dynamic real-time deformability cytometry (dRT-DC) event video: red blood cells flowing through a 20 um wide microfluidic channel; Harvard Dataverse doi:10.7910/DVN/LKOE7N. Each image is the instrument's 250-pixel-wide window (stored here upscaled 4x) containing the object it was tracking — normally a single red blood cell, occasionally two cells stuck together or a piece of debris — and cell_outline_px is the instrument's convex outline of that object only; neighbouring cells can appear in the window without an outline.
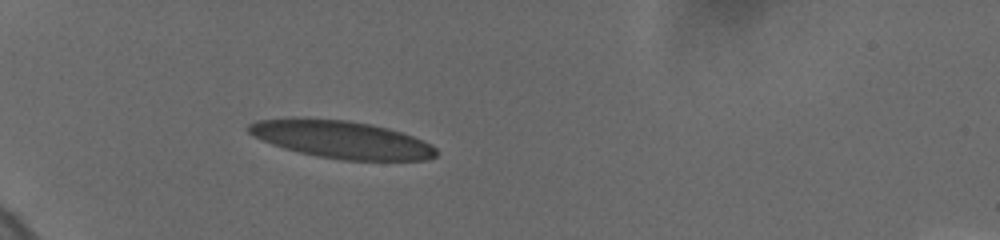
{"species": "human", "species_latin": "Homo sapiens", "temperature_condition": "cold", "stored_images_in_passage": 12, "camera_frame_rate_fps": 3000, "um_per_image_px": 0.085, "donor": {"sex": "female"}, "frame": {"image": 1, "passage_image": 1, "time_ms": 0.0, "image_size_px": [1000, 240], "cell_outline_px": [[436, 156], [428, 160], [344, 160], [320, 156], [300, 152], [284, 148], [272, 144], [248, 132], [248, 124], [256, 120], [348, 120], [372, 124], [388, 128], [412, 136], [432, 144], [436, 148]], "centroid_in_image_um": [29.13, 11.89], "position_along_channel_um": 55.9, "area_um2": 39.94}}
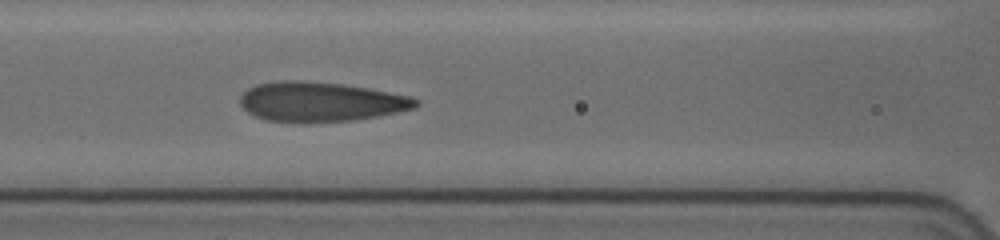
{"frame": {"image": 2, "passage_image": 9, "time_ms": 3.0, "image_size_px": [1000, 240], "cell_outline_px": [[420, 104], [416, 108], [400, 112], [356, 120], [308, 124], [300, 124], [264, 120], [252, 116], [240, 104], [240, 96], [248, 88], [256, 84], [280, 80], [304, 80], [340, 84], [368, 88], [412, 96], [420, 100]], "centroid_in_image_um": [27.25, 8.68], "position_along_channel_um": 139.3, "area_um2": 41.62}}
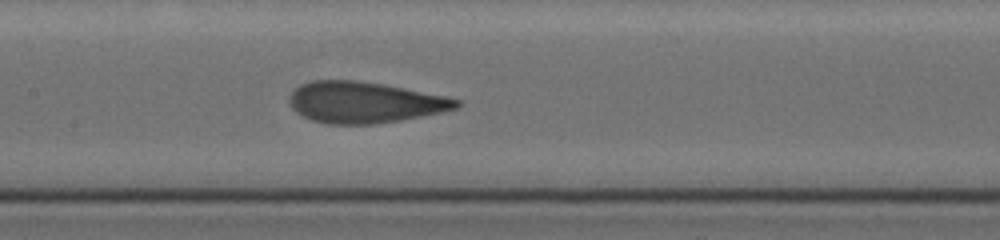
{"frame": {"image": 3, "passage_image": 12, "time_ms": 4.0, "image_size_px": [1000, 240], "cell_outline_px": [[460, 104], [456, 108], [440, 112], [400, 120], [376, 124], [328, 124], [312, 120], [296, 112], [292, 108], [288, 100], [292, 92], [300, 84], [312, 80], [356, 80], [384, 84], [444, 96], [460, 100]], "centroid_in_image_um": [30.94, 8.69], "position_along_channel_um": 176.5, "area_um2": 39.82}}